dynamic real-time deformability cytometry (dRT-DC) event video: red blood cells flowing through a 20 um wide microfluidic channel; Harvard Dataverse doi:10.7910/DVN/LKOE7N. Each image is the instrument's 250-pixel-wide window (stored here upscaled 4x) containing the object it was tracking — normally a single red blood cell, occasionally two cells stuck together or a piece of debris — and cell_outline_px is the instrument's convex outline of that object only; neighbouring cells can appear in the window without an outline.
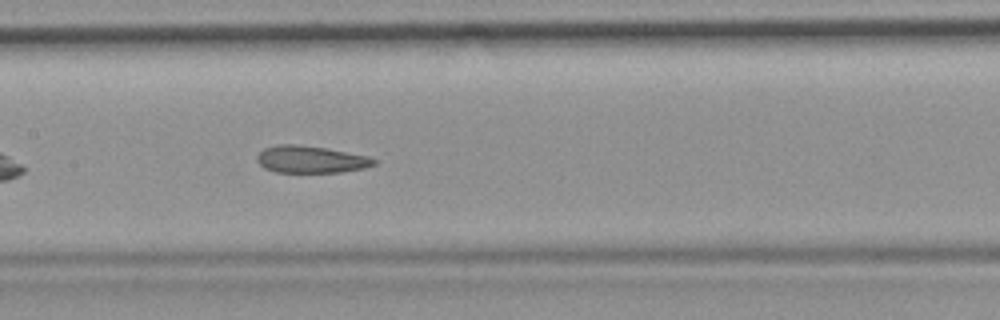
{"species": "common noctule bat (a hibernating species)", "species_latin": "Nyctalus noctula", "temperature_condition": "room temperature", "stored_images_in_passage": 38, "camera_frame_rate_fps": 3000, "um_per_image_px": 0.085, "animal": {"sex": "female", "body_mass_g": 19.9}, "frame": {"image": 1, "passage_image": 12, "time_ms": 3.667, "image_size_px": [1000, 320], "cell_outline_px": [[376, 164], [364, 168], [340, 172], [276, 172], [264, 168], [256, 160], [256, 156], [264, 148], [280, 144], [296, 144], [328, 148], [368, 156], [376, 160]], "centroid_in_image_um": [26.41, 13.54], "position_along_channel_um": 181.0, "area_um2": 18.5}}
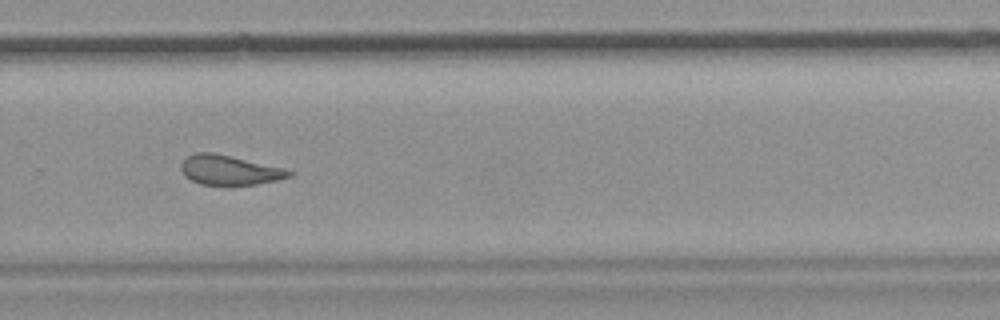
{"frame": {"image": 2, "passage_image": 22, "time_ms": 7.0, "image_size_px": [1000, 320], "cell_outline_px": [[292, 176], [276, 180], [256, 184], [200, 184], [184, 176], [180, 168], [180, 164], [188, 156], [196, 152], [212, 152], [284, 168], [292, 172]], "centroid_in_image_um": [19.47, 14.45], "position_along_channel_um": 310.3, "area_um2": 18.32}, "authors_computed_cell_mechanics": {"area_um2": 19.8543, "velocity_mm_per_s": 3.9036, "shape_relaxation_time_tau1_ms": null, "shape_relaxation_time_tau2_ms": 2.5421, "deformation_change_tau1": null, "deformation_change_tau2": 0.1082}}